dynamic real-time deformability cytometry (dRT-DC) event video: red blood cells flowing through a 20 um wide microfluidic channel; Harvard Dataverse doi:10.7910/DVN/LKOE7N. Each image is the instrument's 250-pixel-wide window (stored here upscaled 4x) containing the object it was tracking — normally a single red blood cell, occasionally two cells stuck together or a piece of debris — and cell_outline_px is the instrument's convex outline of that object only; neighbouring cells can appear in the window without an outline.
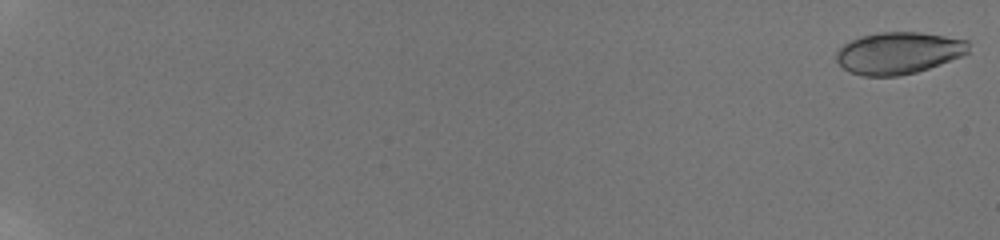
{"species": "human", "species_latin": "Homo sapiens", "temperature_condition": "room temperature", "stored_images_in_passage": 11, "camera_frame_rate_fps": 3000, "um_per_image_px": 0.085, "donor": {"sex": "male"}, "frame": {"image": 1, "passage_image": 1, "time_ms": 0.0, "image_size_px": [1000, 240], "cell_outline_px": [[968, 52], [964, 56], [916, 72], [896, 76], [860, 76], [848, 72], [836, 60], [836, 52], [844, 44], [860, 36], [880, 32], [920, 32], [968, 40]], "centroid_in_image_um": [76.37, 4.51], "position_along_channel_um": 8.6, "area_um2": 32.31}}